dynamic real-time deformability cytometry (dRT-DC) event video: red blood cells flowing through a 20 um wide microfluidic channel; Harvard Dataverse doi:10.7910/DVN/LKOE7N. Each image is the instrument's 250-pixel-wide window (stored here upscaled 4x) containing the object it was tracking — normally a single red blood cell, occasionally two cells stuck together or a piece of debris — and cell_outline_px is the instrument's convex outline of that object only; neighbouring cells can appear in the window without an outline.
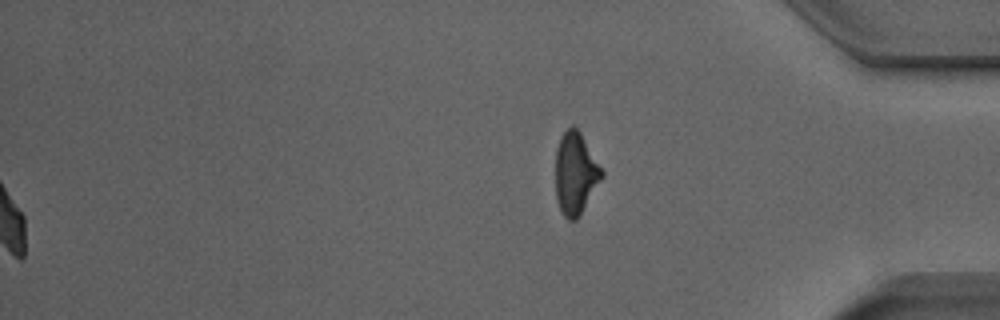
{"species": "Egyptian fruit bat (a non-hibernating species)", "species_latin": "Rousettus aegyptiacus", "temperature_condition": "room temperature", "stored_images_in_passage": 49, "segment_of_instrument_passage": [2, 2], "camera_frame_rate_fps": 3000, "um_per_image_px": 0.085, "animal": {"sex": "male"}, "frame": {"image": 1, "passage_image": 49, "time_ms": 16.0, "image_size_px": [1000, 320], "cell_outline_px": [[604, 176], [580, 216], [576, 220], [568, 220], [564, 216], [556, 200], [556, 148], [560, 136], [572, 124], [580, 132], [604, 172]], "centroid_in_image_um": [48.92, 14.75], "position_along_channel_um": 386.3, "area_um2": 22.2}}